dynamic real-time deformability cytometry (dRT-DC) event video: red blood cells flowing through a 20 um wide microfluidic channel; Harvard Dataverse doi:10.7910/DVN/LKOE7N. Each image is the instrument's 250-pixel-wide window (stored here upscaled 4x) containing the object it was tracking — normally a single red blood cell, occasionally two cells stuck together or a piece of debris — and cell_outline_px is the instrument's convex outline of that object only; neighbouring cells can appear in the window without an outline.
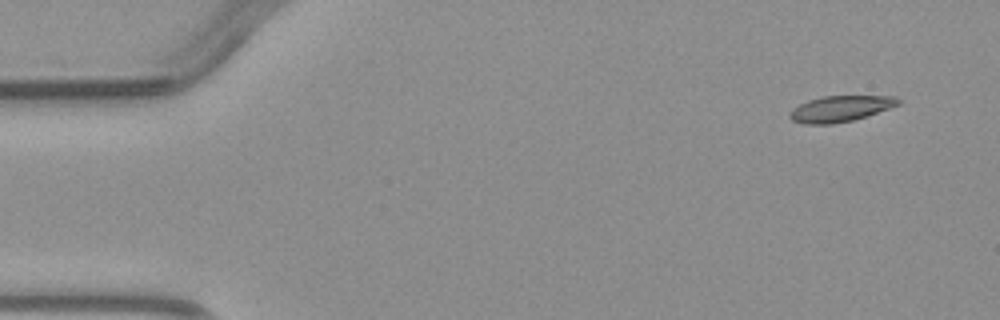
{"species": "common noctule bat (a hibernating species)", "species_latin": "Nyctalus noctula", "temperature_condition": "warm", "stored_images_in_passage": 3, "camera_frame_rate_fps": 3000, "um_per_image_px": 0.085, "animal": {"sex": "male", "body_mass_g": 23.1, "forearm_length_mm": 52.7}, "frame": {"image": 1, "passage_image": 1, "time_ms": 0.0, "image_size_px": [1000, 320], "cell_outline_px": [[900, 104], [852, 120], [832, 124], [804, 124], [792, 120], [788, 116], [788, 112], [792, 108], [808, 100], [824, 96], [896, 96], [900, 100]], "centroid_in_image_um": [71.37, 9.24], "position_along_channel_um": 13.6, "area_um2": 16.24}}